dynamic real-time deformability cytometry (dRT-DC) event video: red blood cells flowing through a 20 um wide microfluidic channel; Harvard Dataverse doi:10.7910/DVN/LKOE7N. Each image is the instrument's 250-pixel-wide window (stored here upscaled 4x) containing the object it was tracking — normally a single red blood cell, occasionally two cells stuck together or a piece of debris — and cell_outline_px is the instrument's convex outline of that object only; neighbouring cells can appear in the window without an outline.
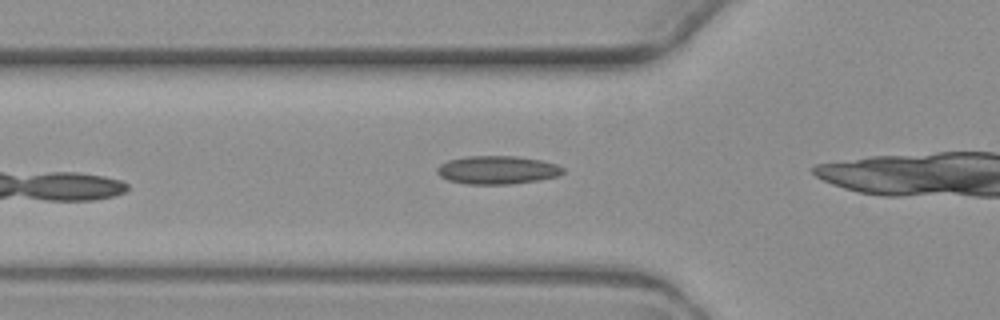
{"species": "common noctule bat (a hibernating species)", "species_latin": "Nyctalus noctula", "temperature_condition": "warm", "stored_images_in_passage": 4, "camera_frame_rate_fps": 3000, "um_per_image_px": 0.085, "animal": {"sex": "female", "body_mass_g": 19.3, "forearm_length_mm": 54.1}, "frame": {"image": 1, "passage_image": 4, "time_ms": 3.667, "image_size_px": [1000, 320], "cell_outline_px": [[564, 172], [556, 176], [540, 180], [508, 184], [468, 184], [448, 180], [440, 176], [436, 172], [436, 168], [440, 164], [448, 160], [468, 156], [516, 156], [540, 160], [556, 164], [564, 168]], "centroid_in_image_um": [42.25, 14.44], "position_along_channel_um": 83.6, "area_um2": 20.69}}